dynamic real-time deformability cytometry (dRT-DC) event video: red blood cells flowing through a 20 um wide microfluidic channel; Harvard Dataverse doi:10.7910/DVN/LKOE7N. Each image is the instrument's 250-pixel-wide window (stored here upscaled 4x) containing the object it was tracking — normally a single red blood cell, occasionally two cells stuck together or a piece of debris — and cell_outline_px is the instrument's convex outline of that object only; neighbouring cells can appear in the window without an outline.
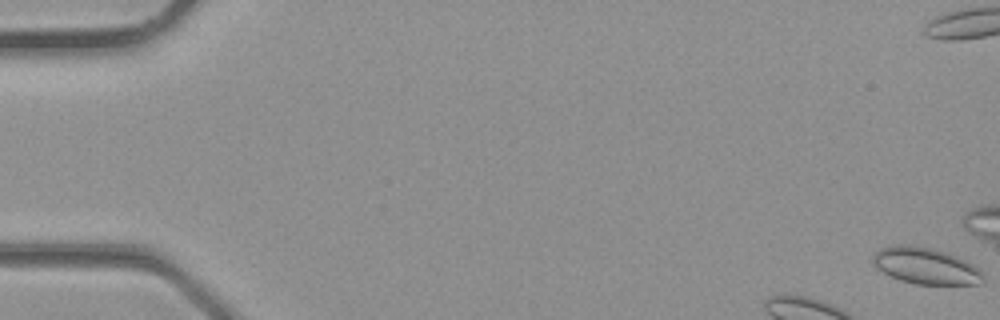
{"species": "common noctule bat (a hibernating species)", "species_latin": "Nyctalus noctula", "temperature_condition": "room temperature", "stored_images_in_passage": 2, "camera_frame_rate_fps": 3000, "um_per_image_px": 0.085, "animal": {"sex": "male", "body_mass_g": 23.1, "forearm_length_mm": 52.7}, "frame": {"image": 1, "passage_image": 2, "time_ms": 0.333, "image_size_px": [1000, 320], "cell_outline_px": [[984, 284], [916, 284], [900, 280], [876, 268], [872, 260], [872, 256], [880, 248], [896, 244], [912, 244], [932, 248], [948, 252], [972, 264], [984, 272]], "centroid_in_image_um": [78.7, 22.59], "position_along_channel_um": 6.3, "area_um2": 23.64}}